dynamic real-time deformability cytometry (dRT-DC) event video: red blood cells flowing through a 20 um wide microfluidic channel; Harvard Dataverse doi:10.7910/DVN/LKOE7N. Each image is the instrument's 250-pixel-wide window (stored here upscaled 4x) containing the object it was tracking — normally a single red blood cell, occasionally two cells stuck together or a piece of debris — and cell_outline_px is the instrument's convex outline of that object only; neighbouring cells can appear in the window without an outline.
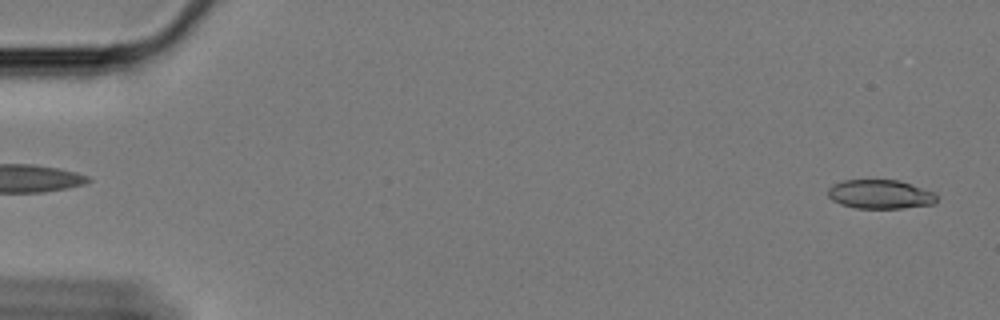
{"species": "Egyptian fruit bat (a non-hibernating species)", "species_latin": "Rousettus aegyptiacus", "temperature_condition": "cold", "stored_images_in_passage": 60, "camera_frame_rate_fps": 3000, "um_per_image_px": 0.085, "animal": {"sex": "female"}, "frame": {"image": 1, "passage_image": 2, "time_ms": 0.333, "image_size_px": [1000, 320], "cell_outline_px": [[936, 204], [904, 208], [856, 208], [840, 204], [832, 200], [828, 196], [828, 188], [832, 184], [844, 180], [900, 180], [936, 192]], "centroid_in_image_um": [74.84, 16.51], "position_along_channel_um": 10.2, "area_um2": 18.61}}
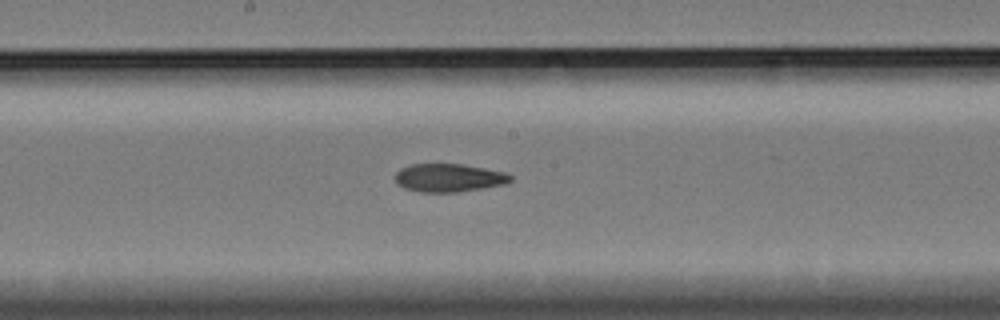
{"frame": {"image": 2, "passage_image": 32, "time_ms": 10.333, "image_size_px": [1000, 320], "cell_outline_px": [[512, 180], [504, 184], [456, 192], [420, 192], [404, 188], [396, 184], [396, 172], [400, 168], [412, 164], [460, 164], [484, 168], [504, 172], [512, 176]], "centroid_in_image_um": [38.11, 15.11], "position_along_channel_um": 210.1, "area_um2": 18.79}}
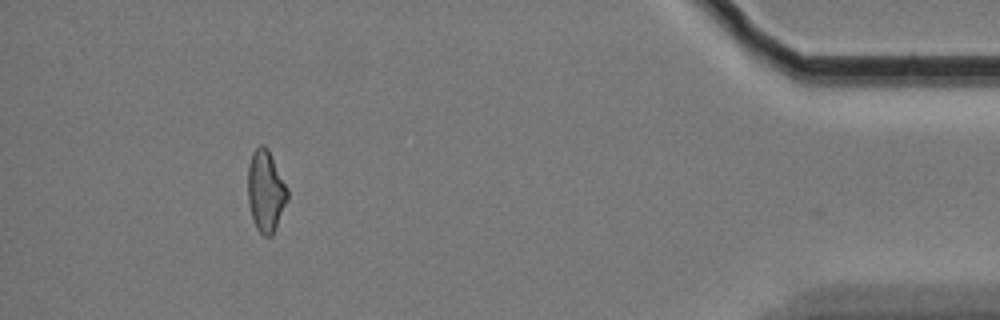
{"frame": {"image": 3, "passage_image": 55, "time_ms": 18.0, "image_size_px": [1000, 320], "cell_outline_px": [[288, 200], [276, 228], [272, 236], [264, 236], [256, 228], [252, 220], [248, 200], [248, 164], [252, 152], [260, 144], [264, 144], [268, 148], [288, 188]], "centroid_in_image_um": [22.59, 16.24], "position_along_channel_um": 412.6, "area_um2": 19.07}, "authors_computed_cell_mechanics": {"area_um2": 19.2185, "velocity_mm_per_s": 3.3464, "shape_relaxation_time_tau1_ms": null, "shape_relaxation_time_tau2_ms": 7.1294, "deformation_change_tau1": null, "deformation_change_tau2": 0.1473}}